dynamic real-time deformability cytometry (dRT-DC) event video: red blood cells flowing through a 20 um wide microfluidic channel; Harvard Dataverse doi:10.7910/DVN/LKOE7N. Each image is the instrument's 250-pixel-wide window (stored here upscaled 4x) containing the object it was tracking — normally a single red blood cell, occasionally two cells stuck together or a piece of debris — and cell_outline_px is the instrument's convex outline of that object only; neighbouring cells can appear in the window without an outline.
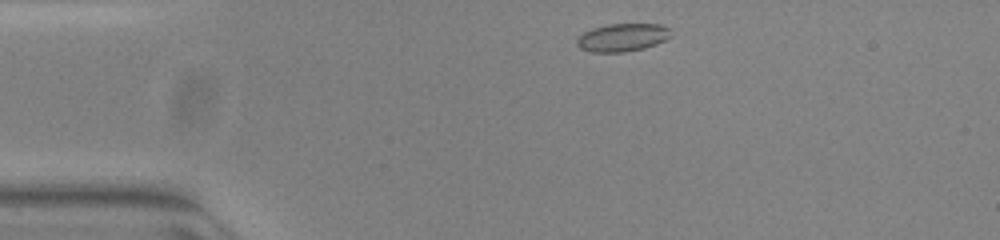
{"species": "common noctule bat (a hibernating species)", "species_latin": "Nyctalus noctula", "temperature_condition": "warm", "stored_images_in_passage": 43, "camera_frame_rate_fps": 3000, "um_per_image_px": 0.085, "animal": {"sex": "female", "body_mass_g": 23.0, "forearm_length_mm": 53.4}, "frame": {"image": 1, "passage_image": 1, "time_ms": 0.0, "image_size_px": [1000, 240], "cell_outline_px": [[672, 36], [656, 44], [644, 48], [624, 52], [592, 52], [580, 48], [576, 44], [576, 40], [584, 32], [592, 28], [608, 24], [660, 24], [668, 28]], "centroid_in_image_um": [52.9, 3.18], "position_along_channel_um": 32.1, "area_um2": 15.26}}
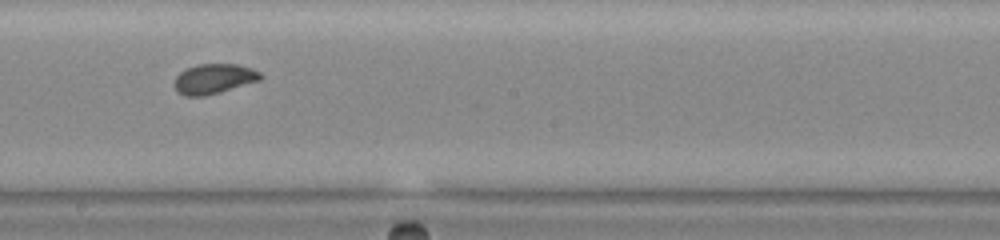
{"frame": {"image": 2, "passage_image": 20, "time_ms": 6.333, "image_size_px": [1000, 240], "cell_outline_px": [[264, 76], [260, 80], [220, 92], [204, 96], [184, 96], [176, 92], [176, 76], [180, 72], [196, 64], [236, 64], [252, 68], [260, 72]], "centroid_in_image_um": [18.2, 6.7], "position_along_channel_um": 230.0, "area_um2": 14.97}}
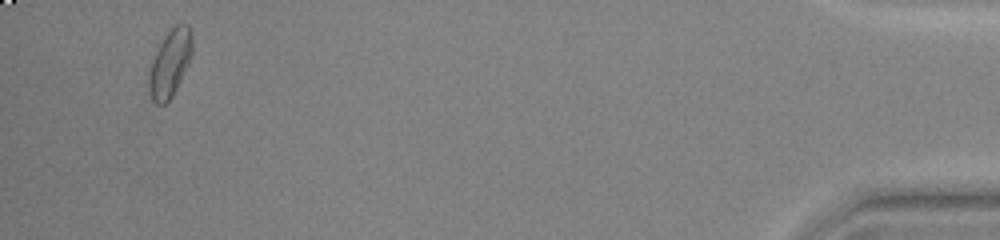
{"frame": {"image": 3, "passage_image": 41, "time_ms": 13.333, "image_size_px": [1000, 240], "cell_outline_px": [[192, 56], [172, 96], [164, 104], [156, 104], [152, 100], [148, 92], [148, 76], [152, 60], [164, 36], [176, 24], [188, 24], [192, 32]], "centroid_in_image_um": [14.44, 5.38], "position_along_channel_um": 420.8, "area_um2": 16.88}, "authors_computed_cell_mechanics": {"area_um2": 15.317, "velocity_mm_per_s": 3.8943, "shape_relaxation_time_tau1_ms": 9.5737, "shape_relaxation_time_tau2_ms": 1.0806, "deformation_change_tau1": 0.2132, "deformation_change_tau2": 0.0461}}